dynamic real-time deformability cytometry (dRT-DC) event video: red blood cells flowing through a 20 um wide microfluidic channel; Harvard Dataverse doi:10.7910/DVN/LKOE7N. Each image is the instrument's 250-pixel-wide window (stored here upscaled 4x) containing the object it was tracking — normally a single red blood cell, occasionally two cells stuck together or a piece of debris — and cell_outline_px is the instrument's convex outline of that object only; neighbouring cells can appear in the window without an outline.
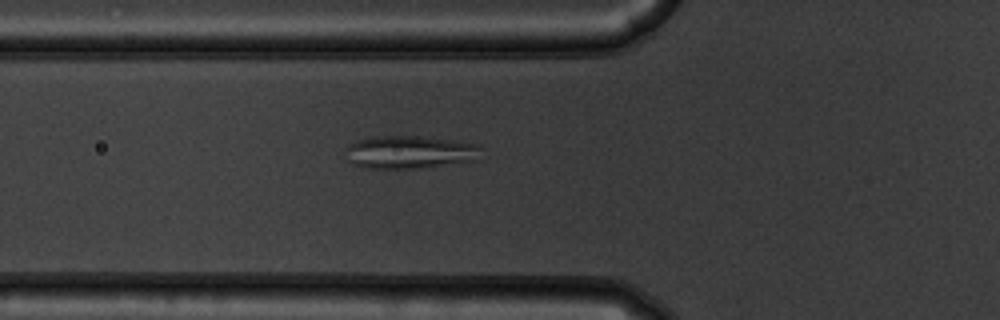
{"species": "common noctule bat (a hibernating species)", "species_latin": "Nyctalus noctula", "temperature_condition": "warm", "stored_images_in_passage": 47, "camera_frame_rate_fps": 3000, "um_per_image_px": 0.085, "animal": {"sex": "male", "body_mass_g": 19.5, "forearm_length_mm": 54.6}, "frame": {"image": 1, "passage_image": 12, "time_ms": 3.667, "image_size_px": [1000, 320], "cell_outline_px": [[480, 160], [420, 168], [364, 168], [352, 164], [348, 160], [348, 144], [356, 140], [376, 136], [420, 136], [452, 140], [480, 144]], "centroid_in_image_um": [34.87, 12.93], "position_along_channel_um": 90.9, "area_um2": 26.13}}
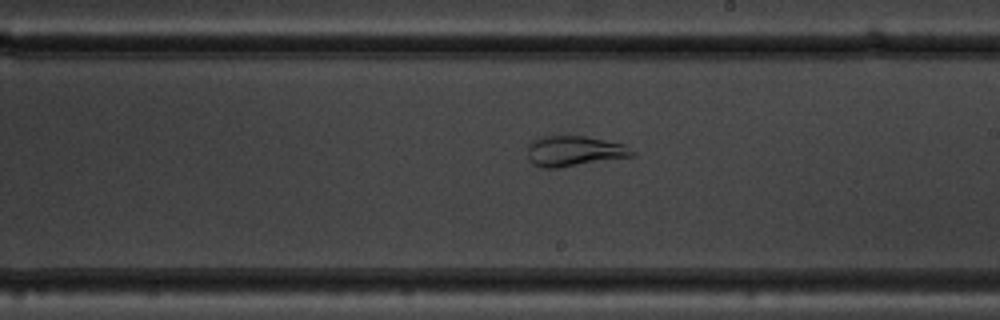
{"frame": {"image": 2, "passage_image": 24, "time_ms": 7.667, "image_size_px": [1000, 320], "cell_outline_px": [[636, 152], [632, 156], [556, 168], [540, 168], [532, 164], [528, 156], [528, 144], [536, 136], [584, 136], [624, 144]], "centroid_in_image_um": [48.75, 12.83], "position_along_channel_um": 240.3, "area_um2": 18.5}}
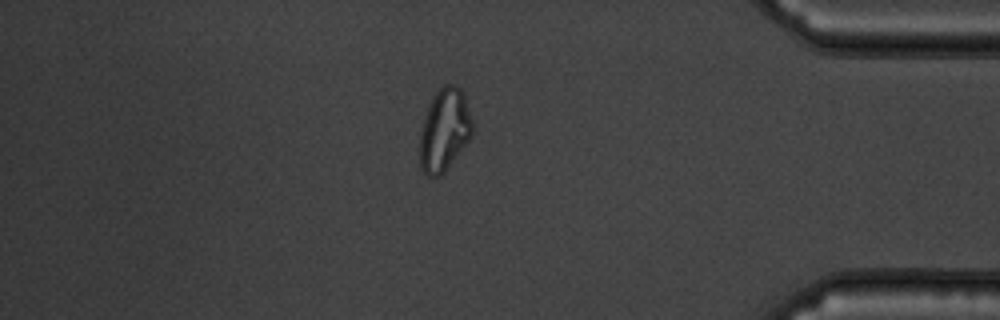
{"frame": {"image": 3, "passage_image": 39, "time_ms": 12.667, "image_size_px": [1000, 320], "cell_outline_px": [[472, 132], [468, 140], [444, 172], [440, 176], [428, 176], [420, 168], [420, 132], [428, 104], [436, 92], [444, 84], [456, 84], [460, 88], [464, 96], [472, 120]], "centroid_in_image_um": [37.75, 11.03], "position_along_channel_um": 397.4, "area_um2": 24.97}}